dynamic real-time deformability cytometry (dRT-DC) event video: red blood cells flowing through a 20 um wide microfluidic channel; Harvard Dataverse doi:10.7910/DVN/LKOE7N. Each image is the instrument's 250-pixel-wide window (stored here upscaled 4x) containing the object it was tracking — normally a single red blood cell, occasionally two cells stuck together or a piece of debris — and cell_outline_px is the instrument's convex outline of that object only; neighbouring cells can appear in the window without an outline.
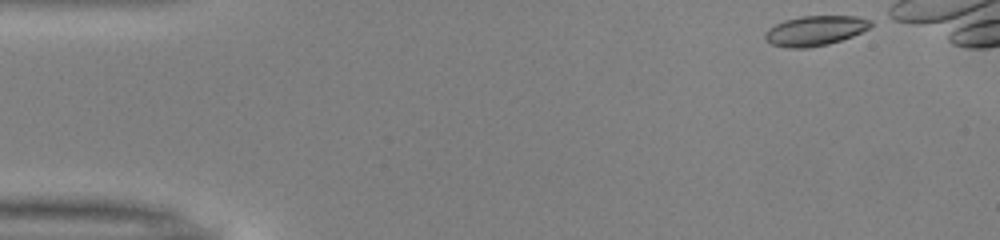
{"species": "common noctule bat (a hibernating species)", "species_latin": "Nyctalus noctula", "temperature_condition": "warm", "stored_images_in_passage": 19, "camera_frame_rate_fps": 3000, "um_per_image_px": 0.085, "animal": {"sex": "male", "body_mass_g": 13.0, "forearm_length_mm": 53.1}, "frame": {"image": 1, "passage_image": 1, "time_ms": 0.0, "image_size_px": [1000, 240], "cell_outline_px": [[872, 24], [868, 28], [852, 36], [828, 44], [808, 48], [788, 48], [772, 44], [764, 36], [764, 32], [768, 28], [784, 20], [800, 16], [856, 16], [872, 20]], "centroid_in_image_um": [69.27, 2.6], "position_along_channel_um": 15.7, "area_um2": 18.32}}
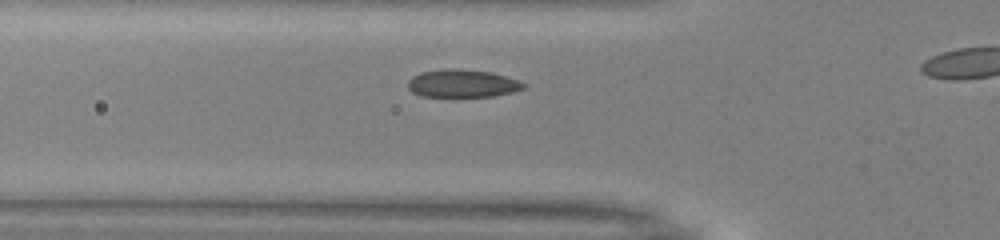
{"frame": {"image": 2, "passage_image": 14, "time_ms": 4.333, "image_size_px": [1000, 240], "cell_outline_px": [[528, 88], [512, 92], [492, 96], [424, 96], [412, 92], [408, 88], [408, 80], [412, 76], [420, 72], [448, 68], [456, 68], [492, 72], [520, 80], [528, 84]], "centroid_in_image_um": [39.36, 7.08], "position_along_channel_um": 86.4, "area_um2": 18.96}}